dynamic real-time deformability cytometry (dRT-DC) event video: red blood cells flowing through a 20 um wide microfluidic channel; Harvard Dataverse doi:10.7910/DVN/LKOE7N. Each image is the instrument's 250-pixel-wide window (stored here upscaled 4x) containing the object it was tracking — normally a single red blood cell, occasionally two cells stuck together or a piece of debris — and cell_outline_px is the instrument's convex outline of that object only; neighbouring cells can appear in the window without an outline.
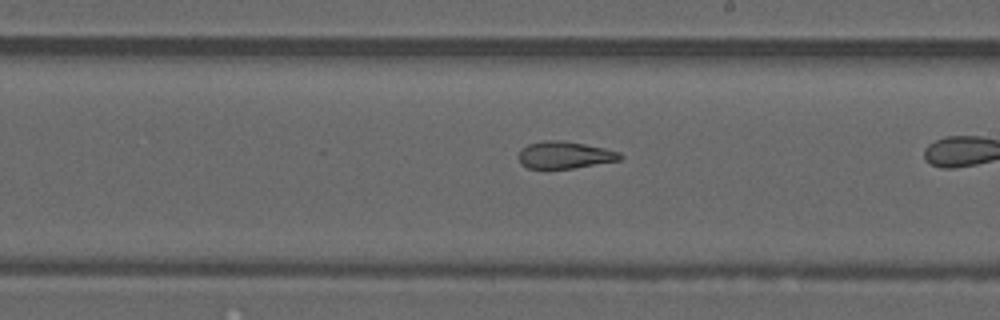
{"species": "common noctule bat (a hibernating species)", "species_latin": "Nyctalus noctula", "temperature_condition": "warm", "stored_images_in_passage": 36, "camera_frame_rate_fps": 3000, "um_per_image_px": 0.085, "animal": {"sex": "male", "forearm_length_mm": 52.5}, "frame": {"image": 1, "passage_image": 26, "time_ms": 8.333, "image_size_px": [1000, 320], "cell_outline_px": [[624, 156], [620, 160], [572, 168], [544, 172], [528, 168], [520, 164], [520, 152], [528, 144], [544, 140], [564, 140], [604, 148], [620, 152]], "centroid_in_image_um": [47.97, 13.21], "position_along_channel_um": 241.0, "area_um2": 16.47}}